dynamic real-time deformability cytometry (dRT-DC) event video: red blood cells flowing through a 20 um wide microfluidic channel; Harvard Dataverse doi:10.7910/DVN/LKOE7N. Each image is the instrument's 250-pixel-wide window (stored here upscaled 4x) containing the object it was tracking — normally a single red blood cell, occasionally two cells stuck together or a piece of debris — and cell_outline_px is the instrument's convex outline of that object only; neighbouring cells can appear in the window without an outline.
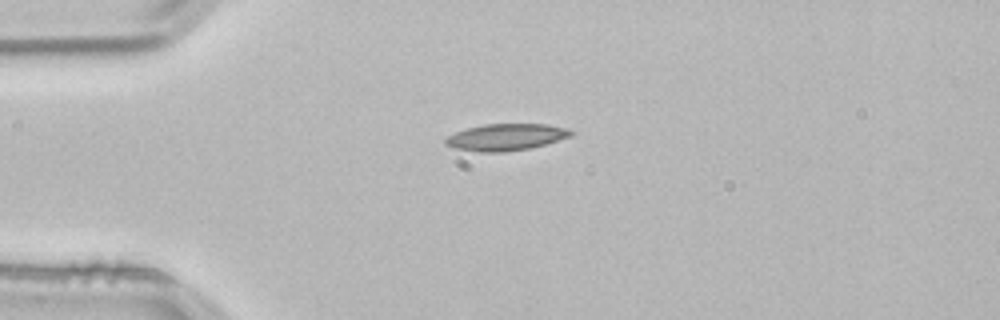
{"species": "common noctule bat (a hibernating species)", "species_latin": "Nyctalus noctula", "temperature_condition": "room temperature", "stored_images_in_passage": 41, "camera_frame_rate_fps": 3000, "um_per_image_px": 0.085, "animal": {"sex": "male", "body_mass_g": 21.5, "forearm_length_mm": 52.0}, "frame": {"image": 1, "passage_image": 1, "time_ms": 0.0, "image_size_px": [1000, 320], "cell_outline_px": [[576, 132], [572, 136], [532, 148], [504, 152], [480, 152], [456, 148], [444, 144], [444, 140], [448, 136], [456, 132], [468, 128], [484, 124], [548, 124], [568, 128]], "centroid_in_image_um": [43.06, 11.65], "position_along_channel_um": 41.9, "area_um2": 19.65}}
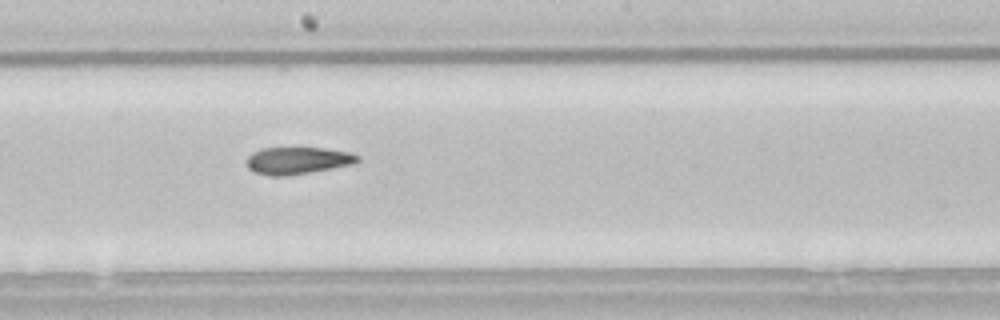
{"frame": {"image": 2, "passage_image": 17, "time_ms": 5.333, "image_size_px": [1000, 320], "cell_outline_px": [[360, 160], [352, 164], [288, 176], [268, 176], [256, 172], [248, 168], [248, 156], [252, 152], [260, 148], [324, 148], [352, 152], [360, 156]], "centroid_in_image_um": [25.31, 13.64], "position_along_channel_um": 222.9, "area_um2": 17.51}}
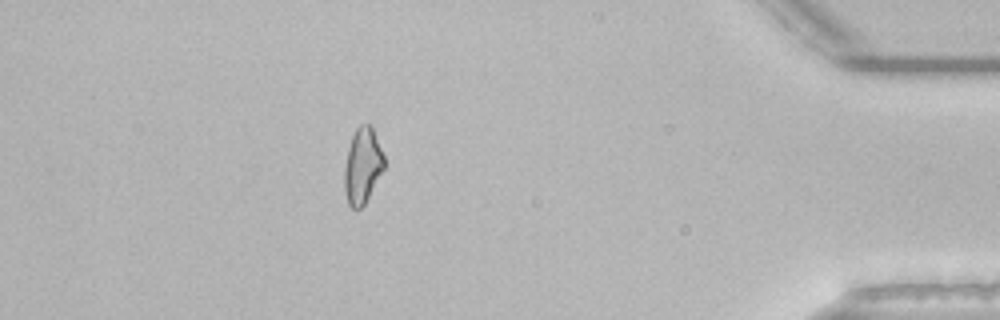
{"frame": {"image": 3, "passage_image": 35, "time_ms": 11.333, "image_size_px": [1000, 320], "cell_outline_px": [[384, 168], [364, 204], [360, 208], [352, 208], [348, 204], [344, 188], [344, 168], [348, 148], [352, 136], [356, 128], [360, 124], [372, 124], [384, 156]], "centroid_in_image_um": [30.81, 14.05], "position_along_channel_um": 404.4, "area_um2": 17.46}, "authors_computed_cell_mechanics": {"area_um2": 18.2648, "velocity_mm_per_s": 3.829, "shape_relaxation_time_tau1_ms": null, "shape_relaxation_time_tau2_ms": 3.5558, "deformation_change_tau1": null, "deformation_change_tau2": 0.1141}}